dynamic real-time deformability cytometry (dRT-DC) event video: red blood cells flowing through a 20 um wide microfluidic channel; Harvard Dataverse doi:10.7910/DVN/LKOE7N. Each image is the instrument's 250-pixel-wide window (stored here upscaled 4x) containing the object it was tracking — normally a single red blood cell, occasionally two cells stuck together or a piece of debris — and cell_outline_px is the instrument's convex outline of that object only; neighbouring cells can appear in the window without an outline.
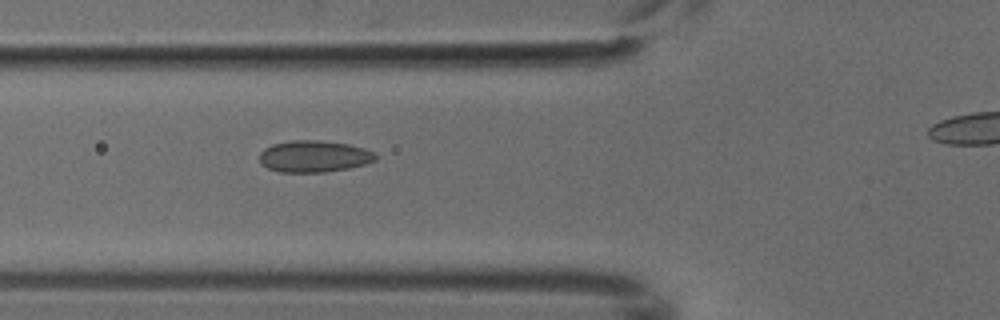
{"species": "common noctule bat (a hibernating species)", "species_latin": "Nyctalus noctula", "temperature_condition": "cold", "stored_images_in_passage": 6, "segment_of_instrument_passage": [1, 2], "camera_frame_rate_fps": 3000, "um_per_image_px": 0.085, "animal": {"sex": "male", "body_mass_g": 18.8}, "frame": {"image": 1, "passage_image": 5, "time_ms": 1.333, "image_size_px": [1000, 320], "cell_outline_px": [[376, 160], [364, 164], [348, 168], [324, 172], [280, 172], [268, 168], [260, 164], [260, 152], [264, 148], [272, 144], [292, 140], [316, 140], [348, 144], [364, 148], [372, 152], [376, 156]], "centroid_in_image_um": [26.65, 13.29], "position_along_channel_um": 99.2, "area_um2": 21.33}}